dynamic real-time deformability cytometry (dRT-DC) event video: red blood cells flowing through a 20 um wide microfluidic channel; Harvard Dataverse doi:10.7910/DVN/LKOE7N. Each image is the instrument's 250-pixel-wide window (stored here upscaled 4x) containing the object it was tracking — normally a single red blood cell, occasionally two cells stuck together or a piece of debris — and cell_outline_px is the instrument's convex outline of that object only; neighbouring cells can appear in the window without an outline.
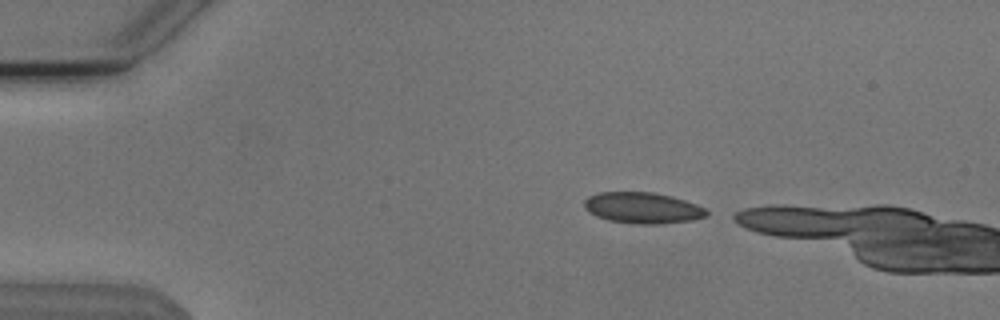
{"species": "Egyptian fruit bat (a non-hibernating species)", "species_latin": "Rousettus aegyptiacus", "temperature_condition": "cold", "stored_images_in_passage": 5, "camera_frame_rate_fps": 3000, "um_per_image_px": 0.085, "animal": {"sex": "male"}, "frame": {"image": 1, "passage_image": 2, "time_ms": 0.333, "image_size_px": [1000, 320], "cell_outline_px": [[708, 216], [692, 220], [656, 224], [640, 224], [608, 220], [596, 216], [588, 212], [584, 208], [584, 200], [588, 196], [600, 192], [652, 192], [672, 196], [696, 204], [704, 208], [708, 212]], "centroid_in_image_um": [54.6, 17.66], "position_along_channel_um": 30.4, "area_um2": 22.14}}